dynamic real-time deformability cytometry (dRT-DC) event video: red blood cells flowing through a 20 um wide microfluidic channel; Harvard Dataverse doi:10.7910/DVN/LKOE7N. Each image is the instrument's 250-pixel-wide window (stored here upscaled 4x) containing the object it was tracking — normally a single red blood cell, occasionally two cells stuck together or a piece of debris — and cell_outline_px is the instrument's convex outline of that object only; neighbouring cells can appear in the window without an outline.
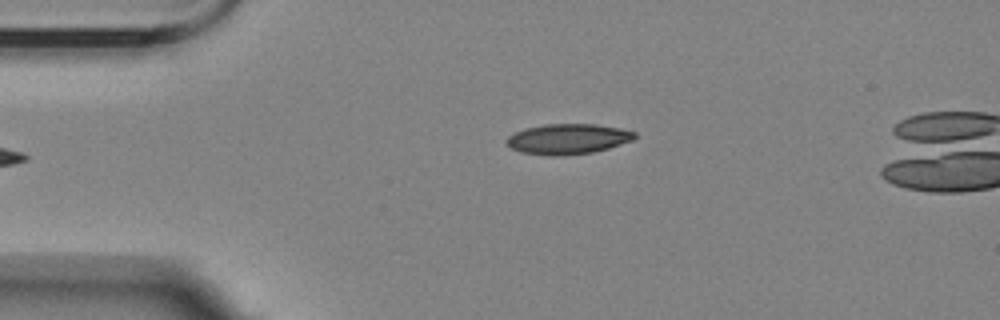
{"species": "Egyptian fruit bat (a non-hibernating species)", "species_latin": "Rousettus aegyptiacus", "temperature_condition": "room temperature", "stored_images_in_passage": 2, "camera_frame_rate_fps": 3000, "um_per_image_px": 0.085, "animal": {"sex": "female"}, "frame": {"image": 1, "passage_image": 2, "time_ms": 1.0, "image_size_px": [1000, 320], "cell_outline_px": [[636, 136], [632, 140], [608, 148], [592, 152], [564, 156], [548, 156], [520, 152], [512, 148], [504, 140], [508, 136], [516, 132], [528, 128], [544, 124], [596, 124], [620, 128], [636, 132]], "centroid_in_image_um": [48.26, 11.82], "position_along_channel_um": 36.7, "area_um2": 22.6}}